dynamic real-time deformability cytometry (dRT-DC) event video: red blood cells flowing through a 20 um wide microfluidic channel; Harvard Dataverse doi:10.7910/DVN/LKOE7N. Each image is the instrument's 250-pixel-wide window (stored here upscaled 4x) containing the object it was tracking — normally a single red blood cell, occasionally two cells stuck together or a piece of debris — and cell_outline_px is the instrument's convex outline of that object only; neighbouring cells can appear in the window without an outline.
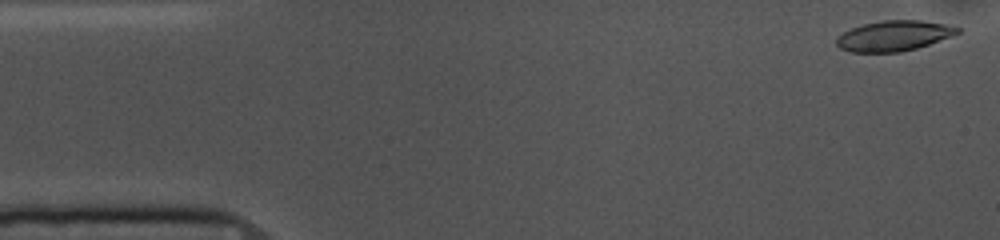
{"species": "common noctule bat (a hibernating species)", "species_latin": "Nyctalus noctula", "temperature_condition": "cold", "stored_images_in_passage": 52, "camera_frame_rate_fps": 3000, "um_per_image_px": 0.085, "animal": {"sex": "female", "body_mass_g": 10.0, "forearm_length_mm": 53.1}, "frame": {"image": 1, "passage_image": 1, "time_ms": 0.0, "image_size_px": [1000, 240], "cell_outline_px": [[960, 32], [952, 36], [916, 48], [900, 52], [848, 52], [840, 48], [836, 44], [836, 36], [852, 28], [864, 24], [880, 20], [920, 20], [944, 24], [960, 28]], "centroid_in_image_um": [75.94, 3.04], "position_along_channel_um": 9.1, "area_um2": 21.33}}
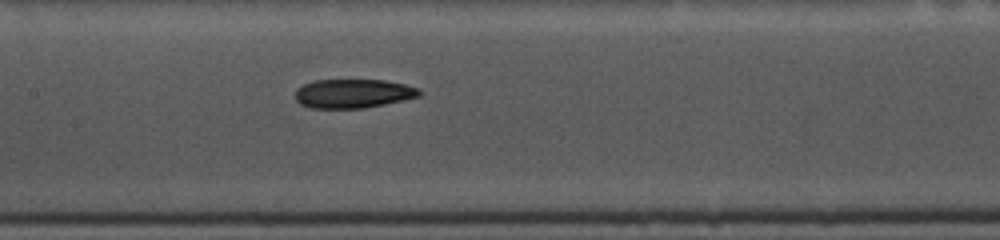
{"frame": {"image": 2, "passage_image": 23, "time_ms": 7.333, "image_size_px": [1000, 240], "cell_outline_px": [[424, 92], [420, 96], [404, 100], [364, 108], [312, 108], [300, 104], [296, 100], [296, 88], [312, 80], [384, 80], [404, 84], [420, 88]], "centroid_in_image_um": [30.04, 7.94], "position_along_channel_um": 177.4, "area_um2": 21.1}}
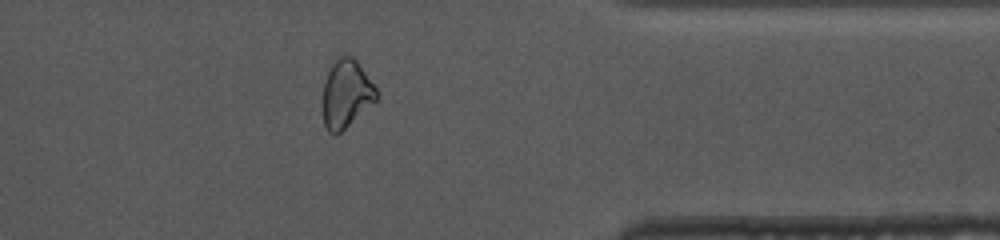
{"frame": {"image": 3, "passage_image": 41, "time_ms": 13.333, "image_size_px": [1000, 240], "cell_outline_px": [[380, 96], [376, 100], [340, 132], [328, 132], [324, 124], [320, 104], [320, 100], [324, 80], [332, 64], [344, 52], [352, 56], [356, 60], [376, 88]], "centroid_in_image_um": [29.38, 7.95], "position_along_channel_um": 382.0, "area_um2": 21.5}, "authors_computed_cell_mechanics": {"area_um2": 22.0218, "velocity_mm_per_s": 3.6926, "shape_relaxation_time_tau1_ms": 3.6619, "shape_relaxation_time_tau2_ms": 8.2489, "deformation_change_tau1": 0.1361, "deformation_change_tau2": 0.1714}}